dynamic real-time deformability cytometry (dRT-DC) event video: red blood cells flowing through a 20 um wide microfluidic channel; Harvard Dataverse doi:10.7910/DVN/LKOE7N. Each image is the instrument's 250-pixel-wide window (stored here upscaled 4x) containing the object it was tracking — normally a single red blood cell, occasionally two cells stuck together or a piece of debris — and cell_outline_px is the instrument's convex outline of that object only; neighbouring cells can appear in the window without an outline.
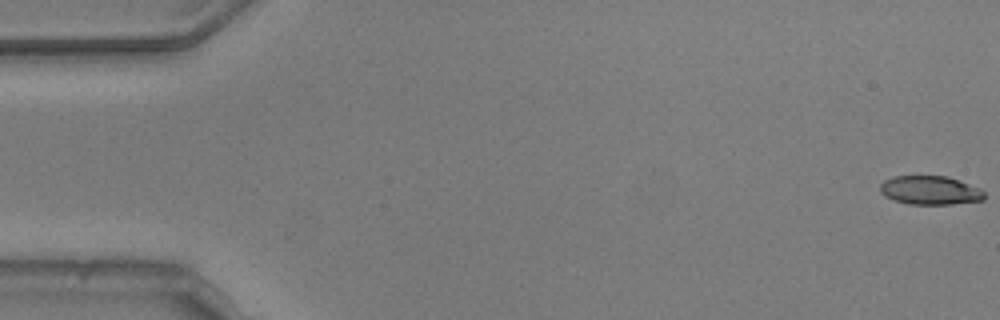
{"species": "common noctule bat (a hibernating species)", "species_latin": "Nyctalus noctula", "temperature_condition": "warm", "stored_images_in_passage": 11, "camera_frame_rate_fps": 3000, "um_per_image_px": 0.085, "animal": {"sex": "male", "body_mass_g": 20.5, "forearm_length_mm": 52.5}, "frame": {"image": 1, "passage_image": 1, "time_ms": 0.0, "image_size_px": [1000, 320], "cell_outline_px": [[984, 200], [952, 204], [908, 204], [884, 196], [880, 192], [880, 184], [884, 180], [896, 176], [948, 176], [960, 180], [980, 188], [984, 192]], "centroid_in_image_um": [79.07, 16.17], "position_along_channel_um": 5.9, "area_um2": 17.51}}